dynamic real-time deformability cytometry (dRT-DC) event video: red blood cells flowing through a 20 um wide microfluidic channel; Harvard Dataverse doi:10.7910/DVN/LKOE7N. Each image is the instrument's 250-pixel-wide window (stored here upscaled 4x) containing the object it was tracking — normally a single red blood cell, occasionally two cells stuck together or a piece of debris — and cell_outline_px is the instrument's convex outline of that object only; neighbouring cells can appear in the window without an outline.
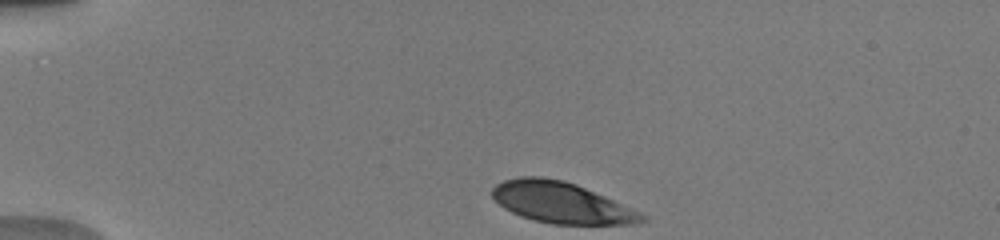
{"species": "human", "species_latin": "Homo sapiens", "temperature_condition": "warm", "stored_images_in_passage": 14, "camera_frame_rate_fps": 3000, "um_per_image_px": 0.085, "donor": {"sex": "male"}, "frame": {"image": 1, "passage_image": 1, "time_ms": 0.0, "image_size_px": [1000, 240], "cell_outline_px": [[648, 220], [628, 224], [552, 224], [532, 220], [520, 216], [504, 208], [492, 196], [492, 188], [496, 184], [504, 180], [520, 176], [540, 176], [564, 180], [576, 184], [604, 196], [640, 212], [648, 216]], "centroid_in_image_um": [47.69, 17.22], "position_along_channel_um": 37.3, "area_um2": 35.66}}
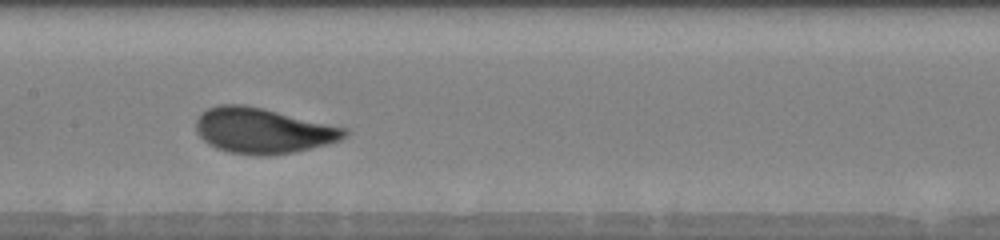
{"frame": {"image": 2, "passage_image": 9, "time_ms": 5.333, "image_size_px": [1000, 240], "cell_outline_px": [[348, 136], [340, 140], [328, 144], [292, 152], [268, 156], [260, 156], [228, 152], [216, 148], [208, 144], [196, 132], [196, 120], [200, 112], [208, 108], [220, 104], [244, 104], [348, 128]], "centroid_in_image_um": [22.33, 11.11], "position_along_channel_um": 185.1, "area_um2": 39.42}}
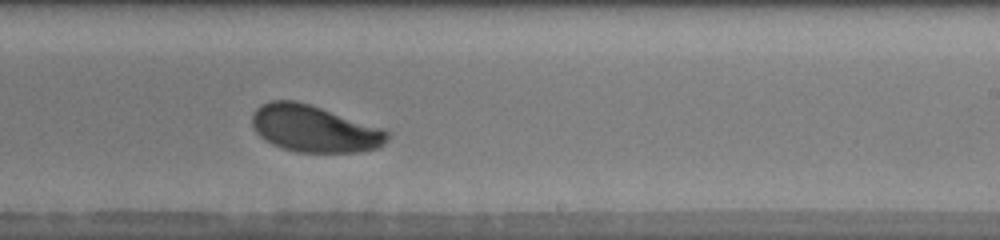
{"frame": {"image": 3, "passage_image": 12, "time_ms": 7.333, "image_size_px": [1000, 240], "cell_outline_px": [[392, 132], [388, 140], [380, 148], [360, 152], [296, 152], [280, 148], [264, 140], [252, 128], [252, 112], [260, 104], [272, 100], [296, 100], [384, 128]], "centroid_in_image_um": [26.73, 10.95], "position_along_channel_um": 262.3, "area_um2": 37.4}}